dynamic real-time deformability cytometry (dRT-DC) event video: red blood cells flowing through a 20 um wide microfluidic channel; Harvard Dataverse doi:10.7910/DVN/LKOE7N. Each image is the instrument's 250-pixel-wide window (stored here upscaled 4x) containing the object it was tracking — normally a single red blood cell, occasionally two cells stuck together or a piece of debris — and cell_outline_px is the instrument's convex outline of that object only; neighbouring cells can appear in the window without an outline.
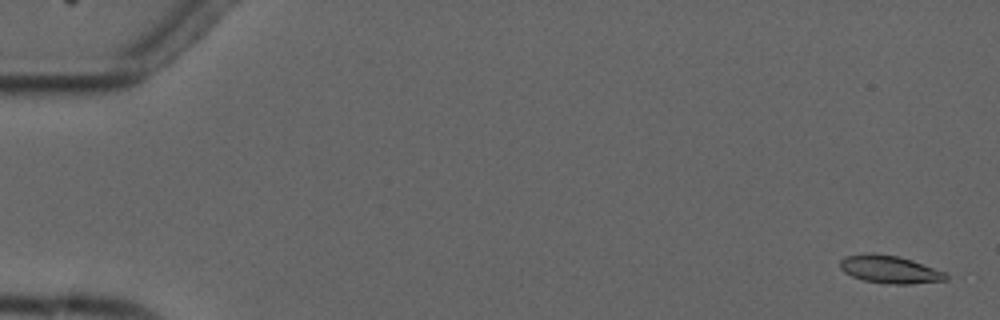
{"species": "common noctule bat (a hibernating species)", "species_latin": "Nyctalus noctula", "temperature_condition": "cold", "stored_images_in_passage": 6, "camera_frame_rate_fps": 3000, "um_per_image_px": 0.085, "animal": {"sex": "male", "forearm_length_mm": 52.5}, "frame": {"image": 1, "passage_image": 1, "time_ms": 0.0, "image_size_px": [1000, 320], "cell_outline_px": [[948, 280], [908, 284], [884, 284], [864, 280], [852, 276], [844, 272], [840, 268], [840, 260], [844, 256], [872, 252], [896, 256], [912, 260], [944, 272], [948, 276]], "centroid_in_image_um": [75.59, 22.9], "position_along_channel_um": 9.4, "area_um2": 17.11}}